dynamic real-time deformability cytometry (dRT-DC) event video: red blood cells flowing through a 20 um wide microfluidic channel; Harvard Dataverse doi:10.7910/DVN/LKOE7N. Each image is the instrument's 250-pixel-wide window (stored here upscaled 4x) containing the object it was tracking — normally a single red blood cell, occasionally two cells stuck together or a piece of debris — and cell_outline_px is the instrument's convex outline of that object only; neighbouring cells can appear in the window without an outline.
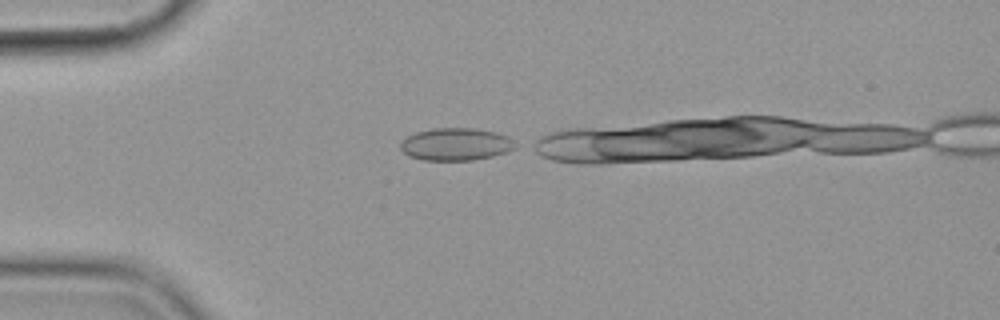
{"species": "common noctule bat (a hibernating species)", "species_latin": "Nyctalus noctula", "temperature_condition": "cold", "stored_images_in_passage": 5, "camera_frame_rate_fps": 3000, "um_per_image_px": 0.085, "animal": {"sex": "female", "body_mass_g": 19.9}, "frame": {"image": 1, "passage_image": 1, "time_ms": 0.0, "image_size_px": [1000, 320], "cell_outline_px": [[520, 144], [516, 148], [508, 152], [492, 156], [472, 160], [424, 160], [408, 156], [400, 148], [400, 140], [416, 132], [432, 128], [476, 128], [496, 132], [508, 136]], "centroid_in_image_um": [38.79, 12.25], "position_along_channel_um": 46.2, "area_um2": 22.08}}